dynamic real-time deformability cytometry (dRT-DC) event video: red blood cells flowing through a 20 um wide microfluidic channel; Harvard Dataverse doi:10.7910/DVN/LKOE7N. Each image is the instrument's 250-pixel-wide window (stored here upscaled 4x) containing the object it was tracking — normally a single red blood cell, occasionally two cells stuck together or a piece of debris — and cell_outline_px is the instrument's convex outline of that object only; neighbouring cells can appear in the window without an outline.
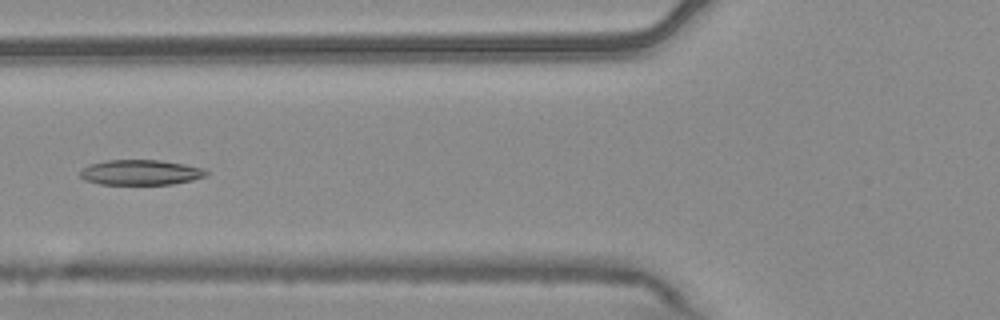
{"species": "common noctule bat (a hibernating species)", "species_latin": "Nyctalus noctula", "temperature_condition": "warm", "stored_images_in_passage": 6, "camera_frame_rate_fps": 3000, "um_per_image_px": 0.085, "animal": {"sex": "male", "body_mass_g": 20.4}, "frame": {"image": 1, "passage_image": 6, "time_ms": 1.667, "image_size_px": [1000, 320], "cell_outline_px": [[208, 176], [192, 180], [172, 184], [100, 184], [84, 180], [80, 176], [80, 172], [88, 164], [104, 160], [160, 160], [184, 164], [204, 168], [208, 172]], "centroid_in_image_um": [11.96, 14.65], "position_along_channel_um": 113.8, "area_um2": 18.61}}